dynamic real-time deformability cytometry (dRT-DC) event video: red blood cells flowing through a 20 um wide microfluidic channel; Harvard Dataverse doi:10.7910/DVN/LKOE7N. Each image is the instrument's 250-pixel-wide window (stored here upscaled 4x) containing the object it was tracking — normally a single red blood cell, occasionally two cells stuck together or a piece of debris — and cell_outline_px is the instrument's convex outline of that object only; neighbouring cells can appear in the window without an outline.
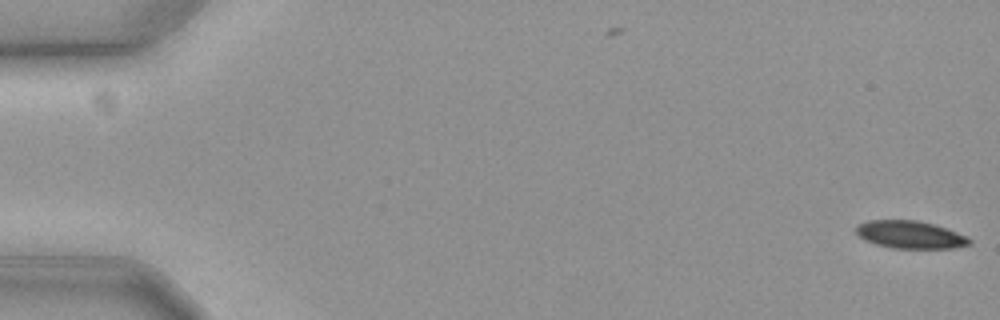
{"species": "common noctule bat (a hibernating species)", "species_latin": "Nyctalus noctula", "temperature_condition": "cold", "stored_images_in_passage": 3, "camera_frame_rate_fps": 3000, "um_per_image_px": 0.085, "animal": {"sex": "female", "body_mass_g": 19.3, "forearm_length_mm": 54.1}, "frame": {"image": 1, "passage_image": 3, "time_ms": 0.667, "image_size_px": [1000, 320], "cell_outline_px": [[972, 244], [952, 248], [892, 248], [876, 244], [864, 240], [856, 232], [856, 228], [860, 224], [868, 220], [916, 220], [932, 224], [968, 236], [972, 240]], "centroid_in_image_um": [77.38, 19.95], "position_along_channel_um": 7.6, "area_um2": 18.09}}